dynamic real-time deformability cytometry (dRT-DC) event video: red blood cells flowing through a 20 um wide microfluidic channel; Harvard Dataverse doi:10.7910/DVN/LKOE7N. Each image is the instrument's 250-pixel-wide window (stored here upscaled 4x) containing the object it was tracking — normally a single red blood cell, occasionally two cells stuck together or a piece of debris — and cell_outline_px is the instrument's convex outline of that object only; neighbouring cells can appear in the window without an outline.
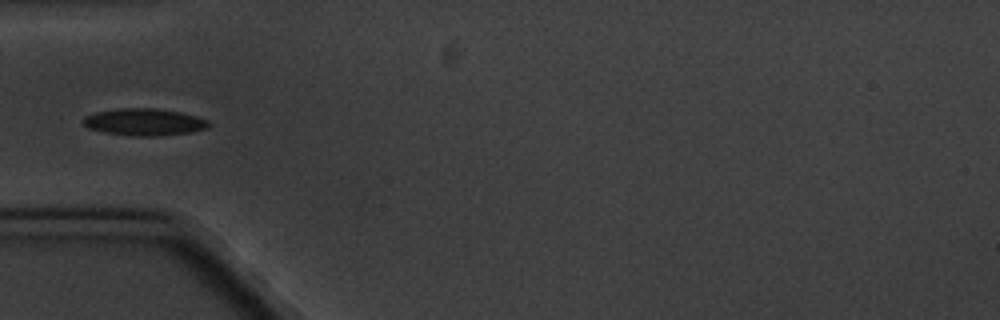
{"species": "common noctule bat (a hibernating species)", "species_latin": "Nyctalus noctula", "temperature_condition": "cold", "stored_images_in_passage": 7, "camera_frame_rate_fps": 3000, "um_per_image_px": 0.085, "animal": {"sex": "male", "body_mass_g": 20.1, "forearm_length_mm": 53.5}, "frame": {"image": 1, "passage_image": 5, "time_ms": 4.667, "image_size_px": [1000, 320], "cell_outline_px": [[212, 124], [208, 128], [188, 132], [160, 136], [136, 136], [104, 132], [88, 128], [80, 120], [84, 116], [96, 112], [116, 108], [156, 108], [180, 112], [196, 116], [208, 120]], "centroid_in_image_um": [12.25, 10.36], "position_along_channel_um": 72.8, "area_um2": 19.88}}